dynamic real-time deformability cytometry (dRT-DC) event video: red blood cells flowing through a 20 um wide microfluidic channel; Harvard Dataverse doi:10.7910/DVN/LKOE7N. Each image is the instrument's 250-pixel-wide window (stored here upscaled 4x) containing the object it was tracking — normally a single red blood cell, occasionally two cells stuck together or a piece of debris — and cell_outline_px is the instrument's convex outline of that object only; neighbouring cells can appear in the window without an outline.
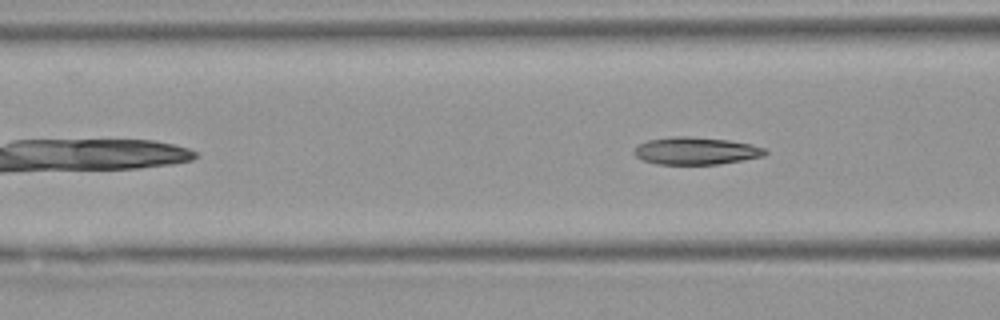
{"species": "Egyptian fruit bat (a non-hibernating species)", "species_latin": "Rousettus aegyptiacus", "temperature_condition": "warm", "stored_images_in_passage": 4, "camera_frame_rate_fps": 3000, "um_per_image_px": 0.085, "animal": {"sex": "female"}, "frame": {"image": 1, "passage_image": 4, "time_ms": 3.667, "image_size_px": [1000, 320], "cell_outline_px": [[768, 152], [764, 156], [744, 160], [720, 164], [656, 164], [640, 160], [632, 152], [640, 144], [648, 140], [672, 136], [688, 136], [728, 140], [752, 144], [764, 148]], "centroid_in_image_um": [59.15, 12.83], "position_along_channel_um": 107.4, "area_um2": 21.04}}